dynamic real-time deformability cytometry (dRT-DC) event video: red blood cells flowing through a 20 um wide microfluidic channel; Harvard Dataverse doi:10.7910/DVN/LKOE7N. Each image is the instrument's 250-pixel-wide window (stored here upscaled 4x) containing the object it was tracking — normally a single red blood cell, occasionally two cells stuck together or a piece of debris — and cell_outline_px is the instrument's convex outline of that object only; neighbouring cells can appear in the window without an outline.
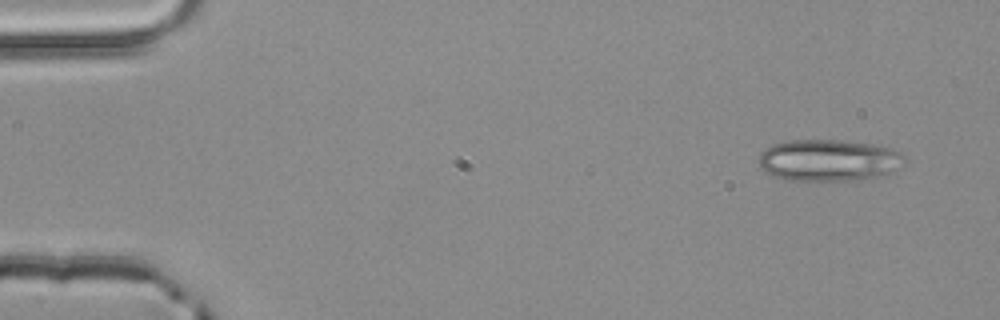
{"species": "common noctule bat (a hibernating species)", "species_latin": "Nyctalus noctula", "temperature_condition": "room temperature", "stored_images_in_passage": 3, "camera_frame_rate_fps": 3000, "um_per_image_px": 0.085, "animal": {"sex": "male", "body_mass_g": 20.4}, "frame": {"image": 1, "passage_image": 1, "time_ms": 0.0, "image_size_px": [1000, 320], "cell_outline_px": [[904, 156], [896, 168], [880, 176], [856, 180], [792, 180], [772, 176], [760, 168], [760, 152], [772, 144], [788, 140], [840, 140], [876, 144], [892, 148], [900, 152]], "centroid_in_image_um": [70.39, 13.61], "position_along_channel_um": 14.6, "area_um2": 35.2}}